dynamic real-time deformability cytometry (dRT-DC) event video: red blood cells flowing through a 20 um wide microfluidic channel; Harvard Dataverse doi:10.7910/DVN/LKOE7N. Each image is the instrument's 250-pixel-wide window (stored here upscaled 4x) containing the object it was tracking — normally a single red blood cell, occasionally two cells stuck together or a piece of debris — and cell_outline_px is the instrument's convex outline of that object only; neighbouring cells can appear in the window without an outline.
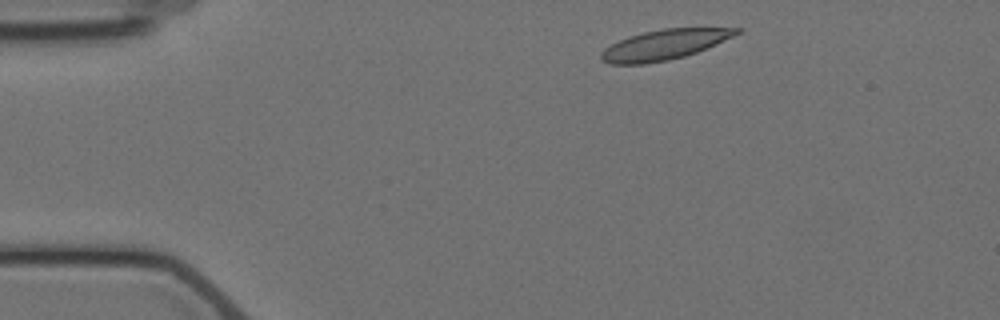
{"species": "Egyptian fruit bat (a non-hibernating species)", "species_latin": "Rousettus aegyptiacus", "temperature_condition": "cold", "stored_images_in_passage": 3, "camera_frame_rate_fps": 3000, "um_per_image_px": 0.085, "animal": {"sex": "female"}, "frame": {"image": 1, "passage_image": 1, "time_ms": 0.0, "image_size_px": [1000, 320], "cell_outline_px": [[744, 28], [740, 32], [716, 44], [696, 52], [684, 56], [668, 60], [644, 64], [608, 64], [600, 60], [600, 52], [604, 48], [628, 36], [644, 32], [664, 28]], "centroid_in_image_um": [56.41, 3.8], "position_along_channel_um": 28.6, "area_um2": 23.58}}